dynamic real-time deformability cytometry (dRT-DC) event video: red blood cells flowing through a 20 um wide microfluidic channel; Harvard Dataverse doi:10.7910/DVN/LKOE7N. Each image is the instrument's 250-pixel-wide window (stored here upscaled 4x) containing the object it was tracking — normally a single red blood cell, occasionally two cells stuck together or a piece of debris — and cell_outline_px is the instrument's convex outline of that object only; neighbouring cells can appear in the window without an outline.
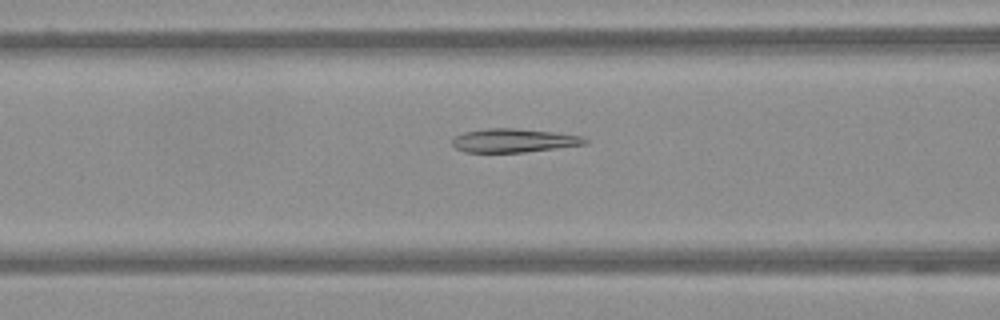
{"species": "Egyptian fruit bat (a non-hibernating species)", "species_latin": "Rousettus aegyptiacus", "temperature_condition": "warm", "stored_images_in_passage": 58, "camera_frame_rate_fps": 3000, "um_per_image_px": 0.085, "frame": {"image": 1, "passage_image": 24, "time_ms": 7.667, "image_size_px": [1000, 320], "cell_outline_px": [[588, 144], [524, 152], [464, 152], [456, 148], [452, 144], [452, 140], [456, 136], [464, 132], [484, 128], [516, 128], [552, 132], [580, 136], [588, 140]], "centroid_in_image_um": [43.65, 11.94], "position_along_channel_um": 123.0, "area_um2": 18.21}}
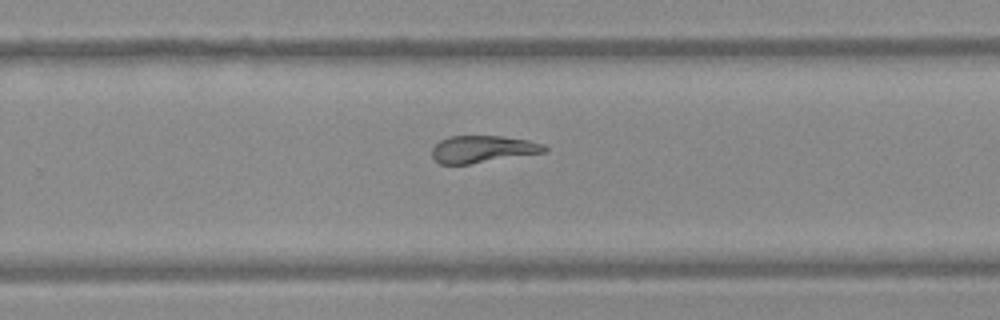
{"frame": {"image": 2, "passage_image": 38, "time_ms": 12.333, "image_size_px": [1000, 320], "cell_outline_px": [[548, 152], [468, 164], [440, 164], [432, 156], [432, 148], [440, 140], [448, 136], [500, 136], [528, 140], [544, 144], [548, 148]], "centroid_in_image_um": [41.05, 12.67], "position_along_channel_um": 288.7, "area_um2": 17.8}}
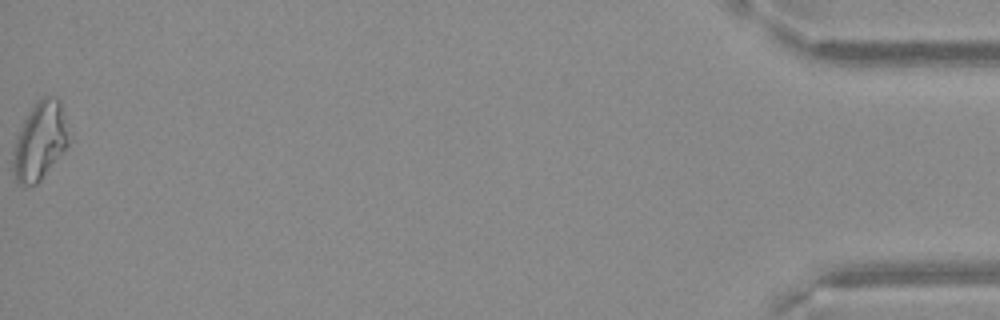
{"frame": {"image": 3, "passage_image": 58, "time_ms": 19.0, "image_size_px": [1000, 320], "cell_outline_px": [[68, 144], [40, 180], [36, 184], [20, 184], [16, 180], [12, 168], [12, 152], [16, 136], [24, 120], [36, 100], [44, 96], [52, 96], [60, 100]], "centroid_in_image_um": [3.32, 11.98], "position_along_channel_um": 431.9, "area_um2": 24.57}}